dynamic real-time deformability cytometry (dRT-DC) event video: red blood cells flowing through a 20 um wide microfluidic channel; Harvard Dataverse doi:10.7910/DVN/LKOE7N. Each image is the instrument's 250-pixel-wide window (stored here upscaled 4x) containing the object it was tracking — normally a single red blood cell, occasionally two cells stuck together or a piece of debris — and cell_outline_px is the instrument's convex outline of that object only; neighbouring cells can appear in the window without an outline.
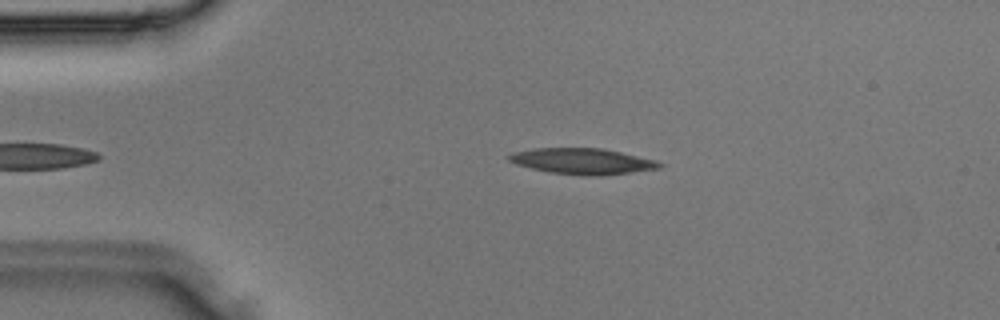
{"species": "Egyptian fruit bat (a non-hibernating species)", "species_latin": "Rousettus aegyptiacus", "temperature_condition": "room temperature", "stored_images_in_passage": 23, "camera_frame_rate_fps": 3000, "um_per_image_px": 0.085, "animal": {"sex": "male"}, "frame": {"image": 1, "passage_image": 1, "time_ms": 0.0, "image_size_px": [1000, 320], "cell_outline_px": [[664, 164], [660, 168], [600, 176], [580, 176], [552, 172], [532, 168], [516, 164], [508, 160], [508, 156], [512, 152], [532, 148], [600, 148], [620, 152], [656, 160]], "centroid_in_image_um": [49.5, 13.7], "position_along_channel_um": 35.5, "area_um2": 22.66}}
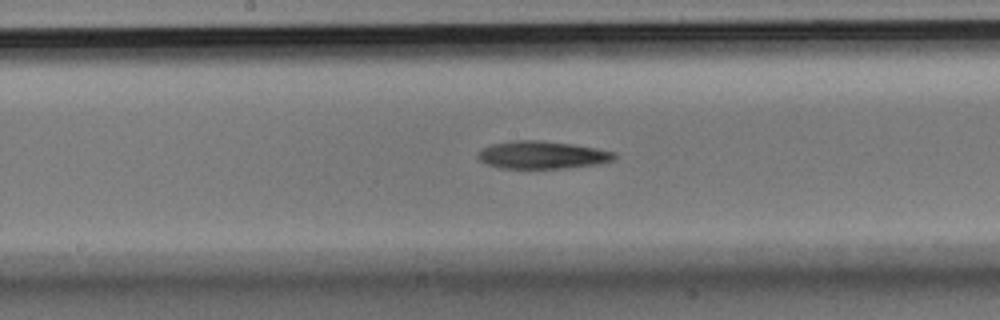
{"frame": {"image": 2, "passage_image": 12, "time_ms": 3.667, "image_size_px": [1000, 320], "cell_outline_px": [[616, 156], [612, 160], [596, 164], [568, 168], [500, 168], [488, 164], [480, 160], [476, 156], [484, 148], [492, 144], [516, 140], [540, 140], [572, 144], [596, 148], [616, 152]], "centroid_in_image_um": [46.1, 13.17], "position_along_channel_um": 202.1, "area_um2": 21.79}}
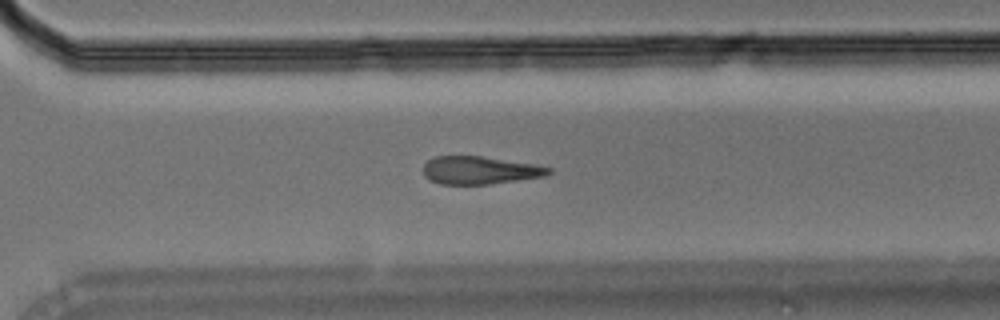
{"frame": {"image": 3, "passage_image": 19, "time_ms": 6.0, "image_size_px": [1000, 320], "cell_outline_px": [[552, 172], [544, 176], [488, 184], [440, 184], [424, 176], [424, 164], [428, 160], [436, 156], [484, 156], [536, 164], [552, 168]], "centroid_in_image_um": [40.8, 14.46], "position_along_channel_um": 329.8, "area_um2": 20.29}}